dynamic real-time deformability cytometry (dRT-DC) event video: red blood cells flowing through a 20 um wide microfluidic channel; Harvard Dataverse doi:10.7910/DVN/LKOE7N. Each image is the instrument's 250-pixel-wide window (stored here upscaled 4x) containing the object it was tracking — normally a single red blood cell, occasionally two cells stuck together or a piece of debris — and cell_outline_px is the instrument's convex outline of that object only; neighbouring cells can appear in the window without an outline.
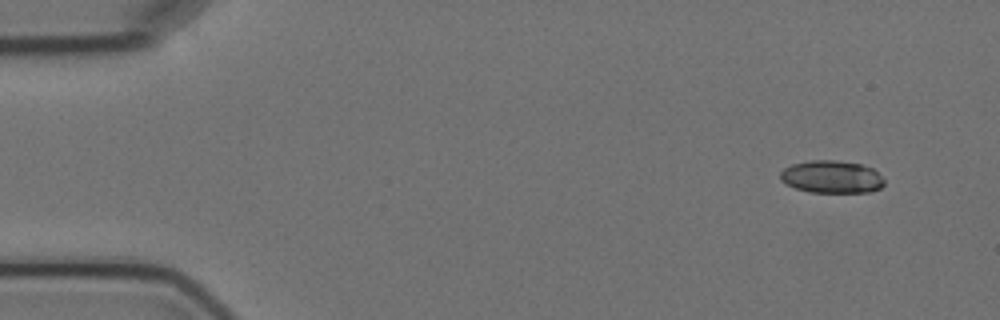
{"species": "Egyptian fruit bat (a non-hibernating species)", "species_latin": "Rousettus aegyptiacus", "temperature_condition": "cold", "stored_images_in_passage": 7, "camera_frame_rate_fps": 3000, "um_per_image_px": 0.085, "animal": {"sex": "female"}, "frame": {"image": 1, "passage_image": 1, "time_ms": 0.0, "image_size_px": [1000, 320], "cell_outline_px": [[884, 184], [880, 188], [868, 192], [808, 192], [796, 188], [780, 180], [780, 172], [784, 168], [792, 164], [812, 160], [836, 160], [860, 164], [872, 168], [884, 180]], "centroid_in_image_um": [70.67, 15.03], "position_along_channel_um": 14.3, "area_um2": 19.59}}
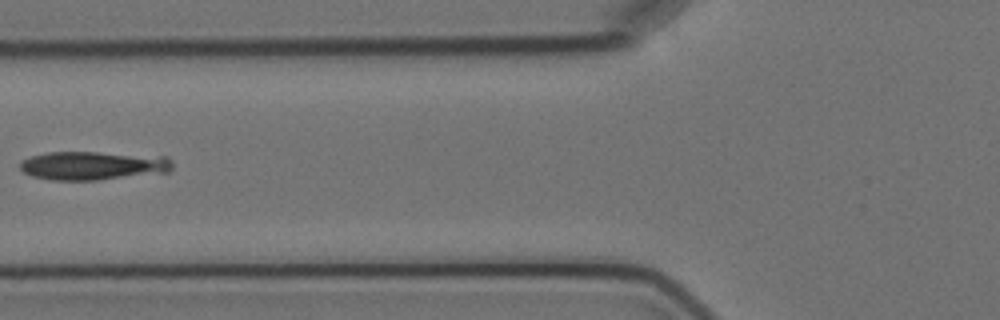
{"frame": {"image": 2, "passage_image": 6, "time_ms": 6.0, "image_size_px": [1000, 320], "cell_outline_px": [[172, 168], [168, 172], [96, 180], [52, 180], [32, 176], [24, 172], [20, 168], [20, 164], [24, 160], [32, 156], [48, 152], [96, 152], [168, 156], [172, 160]], "centroid_in_image_um": [7.95, 14.07], "position_along_channel_um": 117.9, "area_um2": 25.37}}
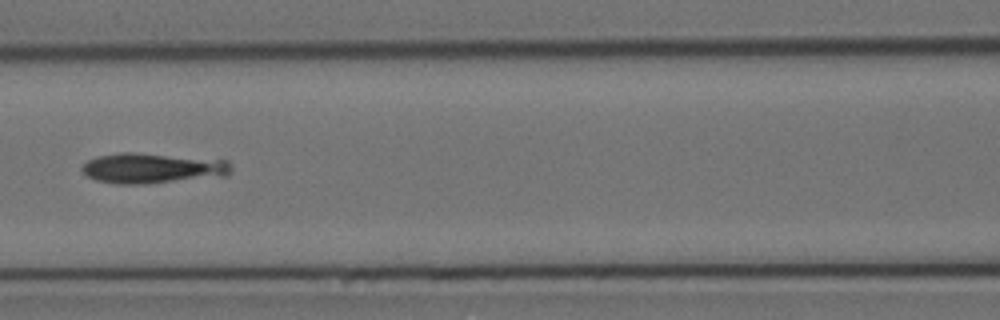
{"frame": {"image": 3, "passage_image": 7, "time_ms": 7.0, "image_size_px": [1000, 320], "cell_outline_px": [[232, 168], [228, 176], [148, 184], [116, 184], [96, 180], [88, 176], [80, 168], [88, 160], [96, 156], [120, 152], [136, 152], [228, 160], [232, 164]], "centroid_in_image_um": [13.0, 14.3], "position_along_channel_um": 153.6, "area_um2": 26.82}}